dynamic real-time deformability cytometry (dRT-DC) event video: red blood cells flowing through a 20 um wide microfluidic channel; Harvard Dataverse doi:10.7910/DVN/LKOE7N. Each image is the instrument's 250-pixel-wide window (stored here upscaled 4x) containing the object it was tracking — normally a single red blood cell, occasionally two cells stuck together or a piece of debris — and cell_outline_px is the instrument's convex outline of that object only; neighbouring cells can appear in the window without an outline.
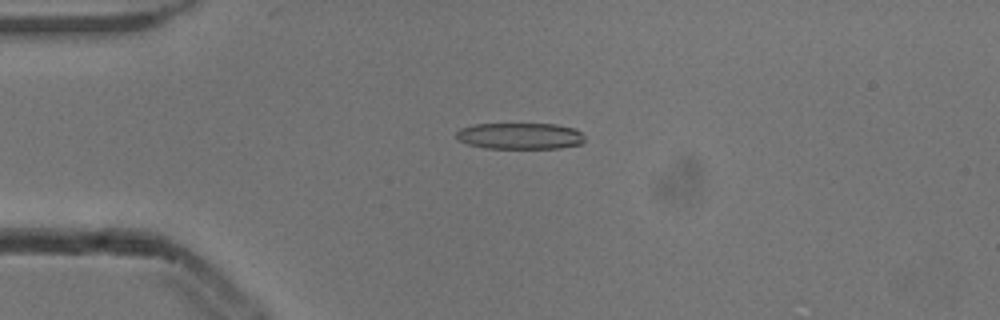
{"species": "common noctule bat (a hibernating species)", "species_latin": "Nyctalus noctula", "temperature_condition": "cold", "stored_images_in_passage": 8, "camera_frame_rate_fps": 3000, "um_per_image_px": 0.085, "animal": {"sex": "male", "body_mass_g": 13.3}, "frame": {"image": 1, "passage_image": 4, "time_ms": 1.0, "image_size_px": [1000, 320], "cell_outline_px": [[584, 140], [580, 144], [560, 148], [484, 148], [468, 144], [460, 140], [456, 136], [456, 132], [460, 128], [476, 124], [556, 124], [572, 128], [580, 132], [584, 136]], "centroid_in_image_um": [44.19, 11.56], "position_along_channel_um": 40.8, "area_um2": 19.59}}
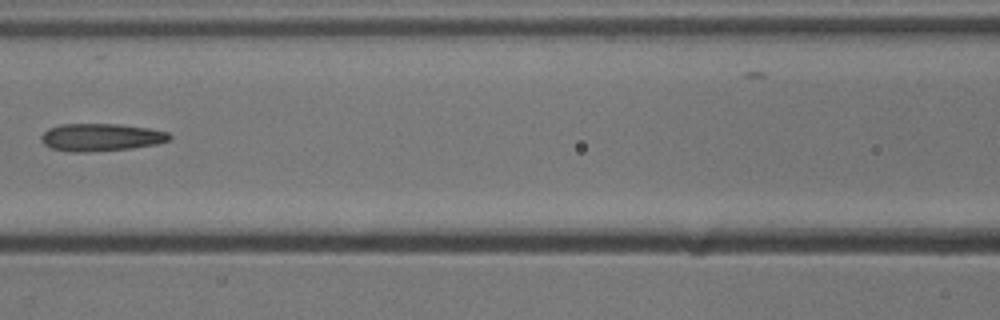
{"frame": {"image": 2, "passage_image": 7, "time_ms": 2.0, "image_size_px": [1000, 320], "cell_outline_px": [[172, 136], [168, 140], [156, 144], [132, 148], [88, 152], [72, 152], [52, 148], [44, 144], [40, 140], [40, 136], [48, 128], [60, 124], [120, 124], [148, 128], [168, 132]], "centroid_in_image_um": [8.56, 11.66], "position_along_channel_um": 158.0, "area_um2": 20.63}}
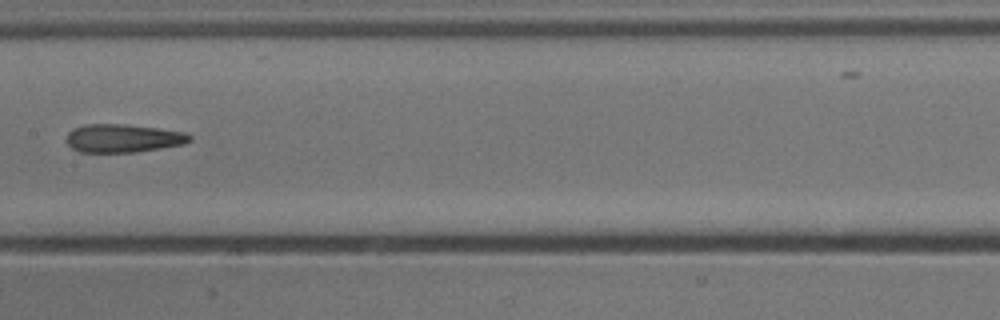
{"frame": {"image": 3, "passage_image": 8, "time_ms": 2.333, "image_size_px": [1000, 320], "cell_outline_px": [[192, 140], [184, 144], [136, 152], [80, 152], [72, 148], [64, 140], [68, 132], [72, 128], [84, 124], [124, 124], [188, 132], [192, 136]], "centroid_in_image_um": [10.45, 11.74], "position_along_channel_um": 197.0, "area_um2": 20.52}}